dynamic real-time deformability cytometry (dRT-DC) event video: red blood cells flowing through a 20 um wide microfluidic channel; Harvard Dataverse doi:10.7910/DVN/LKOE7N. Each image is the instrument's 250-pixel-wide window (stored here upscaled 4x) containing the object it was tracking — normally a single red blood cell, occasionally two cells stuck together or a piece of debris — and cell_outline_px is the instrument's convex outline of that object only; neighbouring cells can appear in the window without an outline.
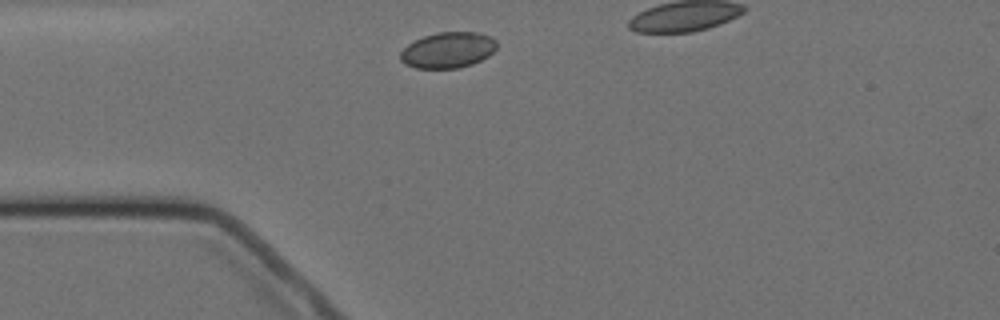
{"species": "Egyptian fruit bat (a non-hibernating species)", "species_latin": "Rousettus aegyptiacus", "temperature_condition": "cold", "stored_images_in_passage": 2, "segment_of_instrument_passage": [1, 2], "camera_frame_rate_fps": 3000, "um_per_image_px": 0.085, "animal": {"sex": "female"}, "frame": {"image": 1, "passage_image": 1, "time_ms": 0.0, "image_size_px": [1000, 320], "cell_outline_px": [[496, 48], [488, 56], [472, 64], [456, 68], [416, 68], [404, 64], [400, 60], [400, 52], [408, 44], [424, 36], [436, 32], [480, 32], [496, 40]], "centroid_in_image_um": [38.06, 4.25], "position_along_channel_um": 46.9, "area_um2": 20.06}}